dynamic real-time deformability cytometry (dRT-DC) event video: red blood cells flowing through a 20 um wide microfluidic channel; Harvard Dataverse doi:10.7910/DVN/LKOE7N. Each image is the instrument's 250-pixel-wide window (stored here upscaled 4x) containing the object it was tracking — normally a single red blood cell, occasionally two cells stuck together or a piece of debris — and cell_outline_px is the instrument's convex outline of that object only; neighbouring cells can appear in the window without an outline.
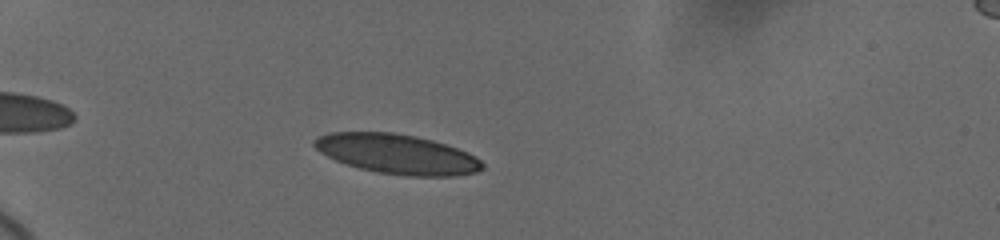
{"species": "human", "species_latin": "Homo sapiens", "temperature_condition": "cold", "stored_images_in_passage": 40, "camera_frame_rate_fps": 3000, "um_per_image_px": 0.085, "donor": {"sex": "female"}, "frame": {"image": 1, "passage_image": 6, "time_ms": 2.0, "image_size_px": [1000, 240], "cell_outline_px": [[484, 168], [476, 172], [452, 176], [404, 176], [376, 172], [360, 168], [336, 160], [320, 152], [312, 144], [312, 140], [316, 136], [328, 132], [392, 132], [416, 136], [432, 140], [468, 152], [476, 156], [484, 164]], "centroid_in_image_um": [33.74, 13.09], "position_along_channel_um": 51.3, "area_um2": 38.96}}
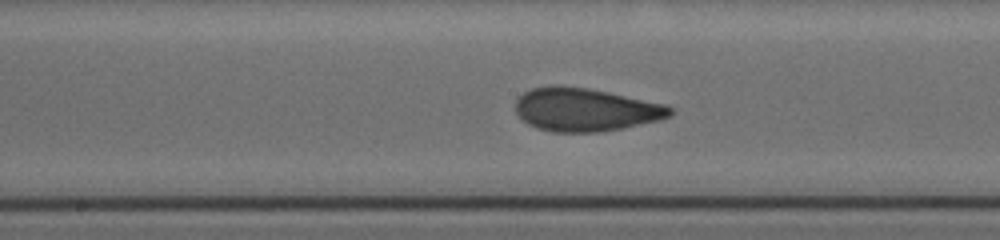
{"frame": {"image": 2, "passage_image": 19, "time_ms": 7.0, "image_size_px": [1000, 240], "cell_outline_px": [[672, 116], [660, 120], [600, 132], [552, 132], [536, 128], [528, 124], [516, 112], [516, 100], [524, 92], [532, 88], [588, 88], [668, 104], [672, 108]], "centroid_in_image_um": [49.82, 9.35], "position_along_channel_um": 198.4, "area_um2": 38.26}}
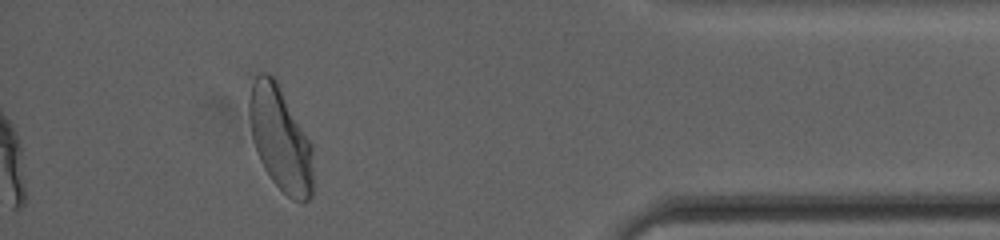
{"frame": {"image": 3, "passage_image": 36, "time_ms": 13.667, "image_size_px": [1000, 240], "cell_outline_px": [[312, 196], [304, 204], [300, 204], [292, 200], [272, 180], [264, 168], [256, 152], [252, 136], [248, 116], [248, 100], [252, 84], [256, 76], [260, 72], [268, 72], [276, 80], [312, 144]], "centroid_in_image_um": [23.82, 11.81], "position_along_channel_um": 411.4, "area_um2": 38.9}, "authors_computed_cell_mechanics": {"area_um2": 38.5815, "velocity_mm_per_s": 3.6732, "shape_relaxation_time_tau1_ms": 5.1028, "shape_relaxation_time_tau2_ms": 0.8527, "deformation_change_tau1": 0.142, "deformation_change_tau2": 0.0441}}